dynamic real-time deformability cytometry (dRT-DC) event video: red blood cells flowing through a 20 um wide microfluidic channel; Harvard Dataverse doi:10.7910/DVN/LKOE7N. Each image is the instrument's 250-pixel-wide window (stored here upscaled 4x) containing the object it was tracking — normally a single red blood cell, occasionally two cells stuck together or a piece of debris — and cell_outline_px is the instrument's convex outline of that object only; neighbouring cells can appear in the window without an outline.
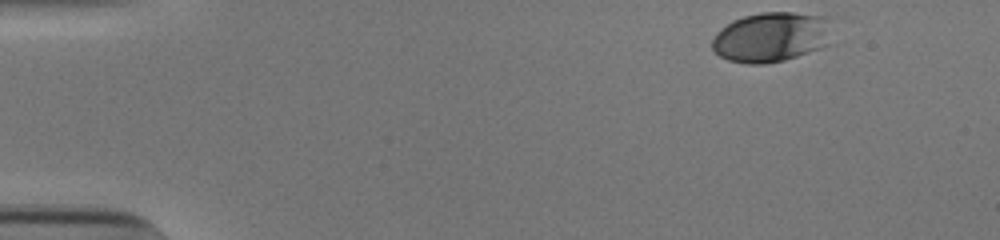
{"species": "human", "species_latin": "Homo sapiens", "temperature_condition": "cold", "stored_images_in_passage": 39, "camera_frame_rate_fps": 3000, "um_per_image_px": 0.085, "donor": {"sex": "male"}, "frame": {"image": 1, "passage_image": 1, "time_ms": 0.0, "image_size_px": [1000, 240], "cell_outline_px": [[832, 44], [784, 60], [764, 64], [748, 64], [728, 60], [720, 56], [712, 48], [712, 40], [716, 32], [720, 28], [732, 20], [744, 16], [760, 12], [792, 12], [828, 16]], "centroid_in_image_um": [65.57, 3.14], "position_along_channel_um": 19.4, "area_um2": 35.26}}
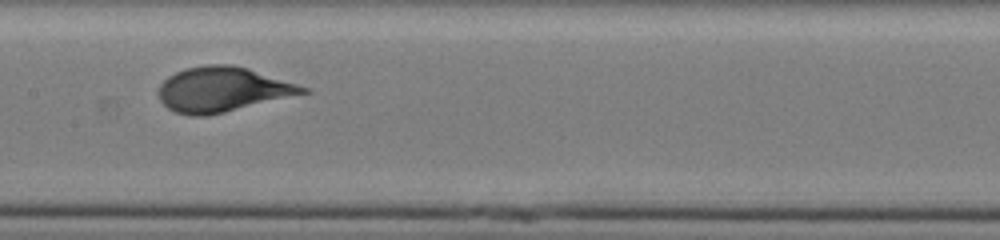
{"frame": {"image": 2, "passage_image": 23, "time_ms": 7.333, "image_size_px": [1000, 240], "cell_outline_px": [[312, 92], [208, 116], [192, 116], [176, 112], [168, 108], [160, 100], [160, 84], [168, 76], [176, 72], [188, 68], [208, 64], [232, 64], [248, 68], [308, 88]], "centroid_in_image_um": [18.93, 7.61], "position_along_channel_um": 188.5, "area_um2": 37.45}}
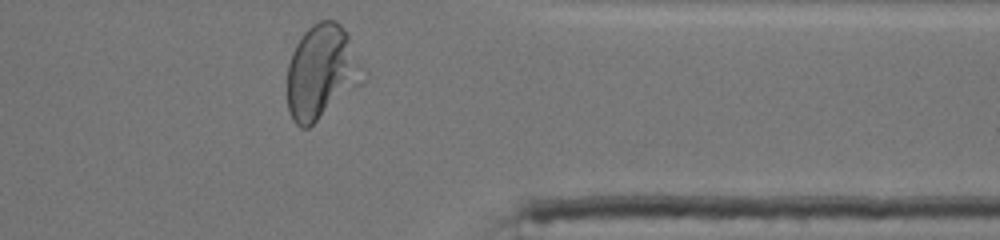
{"frame": {"image": 3, "passage_image": 39, "time_ms": 12.667, "image_size_px": [1000, 240], "cell_outline_px": [[368, 72], [364, 80], [360, 84], [308, 128], [300, 128], [292, 120], [288, 112], [288, 64], [292, 52], [296, 44], [304, 32], [312, 24], [320, 20], [336, 20], [348, 32]], "centroid_in_image_um": [27.38, 6.09], "position_along_channel_um": 384.0, "area_um2": 42.08}, "authors_computed_cell_mechanics": {"area_um2": 36.9342, "velocity_mm_per_s": 3.8267, "shape_relaxation_time_tau1_ms": 3.449, "shape_relaxation_time_tau2_ms": null, "deformation_change_tau1": 0.1661, "deformation_change_tau2": null}}